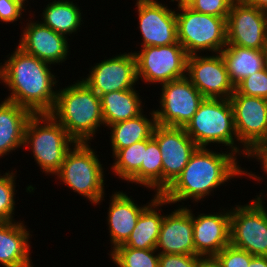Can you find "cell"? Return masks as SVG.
<instances>
[{
	"mask_svg": "<svg viewBox=\"0 0 267 267\" xmlns=\"http://www.w3.org/2000/svg\"><path fill=\"white\" fill-rule=\"evenodd\" d=\"M228 151L216 153L206 147H198L181 174L161 196L171 204L188 199L198 202L209 196L218 186L242 174L248 175L250 179H257L260 183L262 178L241 169L236 154Z\"/></svg>",
	"mask_w": 267,
	"mask_h": 267,
	"instance_id": "1",
	"label": "cell"
},
{
	"mask_svg": "<svg viewBox=\"0 0 267 267\" xmlns=\"http://www.w3.org/2000/svg\"><path fill=\"white\" fill-rule=\"evenodd\" d=\"M16 47L4 64L0 63V81L11 91L5 99L32 114H49L57 96V89H53L58 83L50 71L51 64Z\"/></svg>",
	"mask_w": 267,
	"mask_h": 267,
	"instance_id": "2",
	"label": "cell"
},
{
	"mask_svg": "<svg viewBox=\"0 0 267 267\" xmlns=\"http://www.w3.org/2000/svg\"><path fill=\"white\" fill-rule=\"evenodd\" d=\"M49 114L78 143H90L104 125L100 97L82 80L57 91Z\"/></svg>",
	"mask_w": 267,
	"mask_h": 267,
	"instance_id": "3",
	"label": "cell"
},
{
	"mask_svg": "<svg viewBox=\"0 0 267 267\" xmlns=\"http://www.w3.org/2000/svg\"><path fill=\"white\" fill-rule=\"evenodd\" d=\"M187 135L198 147L224 144L234 154H243L235 144L238 137L234 125V112L230 99L205 98L185 127Z\"/></svg>",
	"mask_w": 267,
	"mask_h": 267,
	"instance_id": "4",
	"label": "cell"
},
{
	"mask_svg": "<svg viewBox=\"0 0 267 267\" xmlns=\"http://www.w3.org/2000/svg\"><path fill=\"white\" fill-rule=\"evenodd\" d=\"M75 143L50 114H33L27 121L23 147L31 146L35 161L48 175L59 171L66 153Z\"/></svg>",
	"mask_w": 267,
	"mask_h": 267,
	"instance_id": "5",
	"label": "cell"
},
{
	"mask_svg": "<svg viewBox=\"0 0 267 267\" xmlns=\"http://www.w3.org/2000/svg\"><path fill=\"white\" fill-rule=\"evenodd\" d=\"M89 143L76 142L55 174L68 188L93 205L104 200V168Z\"/></svg>",
	"mask_w": 267,
	"mask_h": 267,
	"instance_id": "6",
	"label": "cell"
},
{
	"mask_svg": "<svg viewBox=\"0 0 267 267\" xmlns=\"http://www.w3.org/2000/svg\"><path fill=\"white\" fill-rule=\"evenodd\" d=\"M176 12L178 42L188 55L202 51L220 53L227 45V18L202 14L188 6Z\"/></svg>",
	"mask_w": 267,
	"mask_h": 267,
	"instance_id": "7",
	"label": "cell"
},
{
	"mask_svg": "<svg viewBox=\"0 0 267 267\" xmlns=\"http://www.w3.org/2000/svg\"><path fill=\"white\" fill-rule=\"evenodd\" d=\"M230 209V244L253 256H267V207L262 193Z\"/></svg>",
	"mask_w": 267,
	"mask_h": 267,
	"instance_id": "8",
	"label": "cell"
},
{
	"mask_svg": "<svg viewBox=\"0 0 267 267\" xmlns=\"http://www.w3.org/2000/svg\"><path fill=\"white\" fill-rule=\"evenodd\" d=\"M138 52V53H137ZM135 51L137 79L160 85L186 76L188 54L180 43Z\"/></svg>",
	"mask_w": 267,
	"mask_h": 267,
	"instance_id": "9",
	"label": "cell"
},
{
	"mask_svg": "<svg viewBox=\"0 0 267 267\" xmlns=\"http://www.w3.org/2000/svg\"><path fill=\"white\" fill-rule=\"evenodd\" d=\"M161 86L160 109L154 110L157 124L185 128L204 96L186 76Z\"/></svg>",
	"mask_w": 267,
	"mask_h": 267,
	"instance_id": "10",
	"label": "cell"
},
{
	"mask_svg": "<svg viewBox=\"0 0 267 267\" xmlns=\"http://www.w3.org/2000/svg\"><path fill=\"white\" fill-rule=\"evenodd\" d=\"M234 112V125L243 155L256 144L267 142V99L239 94L230 97Z\"/></svg>",
	"mask_w": 267,
	"mask_h": 267,
	"instance_id": "11",
	"label": "cell"
},
{
	"mask_svg": "<svg viewBox=\"0 0 267 267\" xmlns=\"http://www.w3.org/2000/svg\"><path fill=\"white\" fill-rule=\"evenodd\" d=\"M186 77L204 98L230 99L235 91L220 53L212 56L189 55Z\"/></svg>",
	"mask_w": 267,
	"mask_h": 267,
	"instance_id": "12",
	"label": "cell"
},
{
	"mask_svg": "<svg viewBox=\"0 0 267 267\" xmlns=\"http://www.w3.org/2000/svg\"><path fill=\"white\" fill-rule=\"evenodd\" d=\"M152 137L162 157V193L181 174L191 155L198 148L185 128L156 125Z\"/></svg>",
	"mask_w": 267,
	"mask_h": 267,
	"instance_id": "13",
	"label": "cell"
},
{
	"mask_svg": "<svg viewBox=\"0 0 267 267\" xmlns=\"http://www.w3.org/2000/svg\"><path fill=\"white\" fill-rule=\"evenodd\" d=\"M227 45L267 49V13L235 0L227 17Z\"/></svg>",
	"mask_w": 267,
	"mask_h": 267,
	"instance_id": "14",
	"label": "cell"
},
{
	"mask_svg": "<svg viewBox=\"0 0 267 267\" xmlns=\"http://www.w3.org/2000/svg\"><path fill=\"white\" fill-rule=\"evenodd\" d=\"M86 78L81 79L99 97L115 91L135 88L137 79L134 53L120 54L96 63Z\"/></svg>",
	"mask_w": 267,
	"mask_h": 267,
	"instance_id": "15",
	"label": "cell"
},
{
	"mask_svg": "<svg viewBox=\"0 0 267 267\" xmlns=\"http://www.w3.org/2000/svg\"><path fill=\"white\" fill-rule=\"evenodd\" d=\"M142 46H163L178 42L176 11L157 0H137Z\"/></svg>",
	"mask_w": 267,
	"mask_h": 267,
	"instance_id": "16",
	"label": "cell"
},
{
	"mask_svg": "<svg viewBox=\"0 0 267 267\" xmlns=\"http://www.w3.org/2000/svg\"><path fill=\"white\" fill-rule=\"evenodd\" d=\"M29 21L20 35L18 47L25 53L50 64L66 61L70 47L68 37L53 31L41 22Z\"/></svg>",
	"mask_w": 267,
	"mask_h": 267,
	"instance_id": "17",
	"label": "cell"
},
{
	"mask_svg": "<svg viewBox=\"0 0 267 267\" xmlns=\"http://www.w3.org/2000/svg\"><path fill=\"white\" fill-rule=\"evenodd\" d=\"M188 208L182 205L171 214L164 215L156 244L159 254L195 255L193 211Z\"/></svg>",
	"mask_w": 267,
	"mask_h": 267,
	"instance_id": "18",
	"label": "cell"
},
{
	"mask_svg": "<svg viewBox=\"0 0 267 267\" xmlns=\"http://www.w3.org/2000/svg\"><path fill=\"white\" fill-rule=\"evenodd\" d=\"M216 214H193L195 255L214 258L230 244V210ZM226 212V213H225Z\"/></svg>",
	"mask_w": 267,
	"mask_h": 267,
	"instance_id": "19",
	"label": "cell"
},
{
	"mask_svg": "<svg viewBox=\"0 0 267 267\" xmlns=\"http://www.w3.org/2000/svg\"><path fill=\"white\" fill-rule=\"evenodd\" d=\"M155 192L154 198L147 205L138 206L134 203L131 196L126 192L116 191L112 194L108 210V230L110 235L111 251L123 245L130 237L131 232L136 226L141 212L158 196Z\"/></svg>",
	"mask_w": 267,
	"mask_h": 267,
	"instance_id": "20",
	"label": "cell"
},
{
	"mask_svg": "<svg viewBox=\"0 0 267 267\" xmlns=\"http://www.w3.org/2000/svg\"><path fill=\"white\" fill-rule=\"evenodd\" d=\"M23 221L0 223V263L4 267H34L29 255L30 234Z\"/></svg>",
	"mask_w": 267,
	"mask_h": 267,
	"instance_id": "21",
	"label": "cell"
},
{
	"mask_svg": "<svg viewBox=\"0 0 267 267\" xmlns=\"http://www.w3.org/2000/svg\"><path fill=\"white\" fill-rule=\"evenodd\" d=\"M32 115L14 102L5 99L0 103V158L23 147L25 127Z\"/></svg>",
	"mask_w": 267,
	"mask_h": 267,
	"instance_id": "22",
	"label": "cell"
},
{
	"mask_svg": "<svg viewBox=\"0 0 267 267\" xmlns=\"http://www.w3.org/2000/svg\"><path fill=\"white\" fill-rule=\"evenodd\" d=\"M171 204L163 196L158 195L140 214L136 226L128 240L118 247L136 249H156L164 215L160 214L161 206ZM159 207V208H158ZM158 211V212H157Z\"/></svg>",
	"mask_w": 267,
	"mask_h": 267,
	"instance_id": "23",
	"label": "cell"
},
{
	"mask_svg": "<svg viewBox=\"0 0 267 267\" xmlns=\"http://www.w3.org/2000/svg\"><path fill=\"white\" fill-rule=\"evenodd\" d=\"M230 81L236 87L243 79L266 67L267 49L226 45L220 52Z\"/></svg>",
	"mask_w": 267,
	"mask_h": 267,
	"instance_id": "24",
	"label": "cell"
},
{
	"mask_svg": "<svg viewBox=\"0 0 267 267\" xmlns=\"http://www.w3.org/2000/svg\"><path fill=\"white\" fill-rule=\"evenodd\" d=\"M139 97L134 88L100 96L104 125H113L140 115L143 112V104Z\"/></svg>",
	"mask_w": 267,
	"mask_h": 267,
	"instance_id": "25",
	"label": "cell"
},
{
	"mask_svg": "<svg viewBox=\"0 0 267 267\" xmlns=\"http://www.w3.org/2000/svg\"><path fill=\"white\" fill-rule=\"evenodd\" d=\"M150 114L151 119H148L141 113L135 118L107 126L110 129L112 128L110 141L113 155L119 149L129 147L135 142L147 140L152 137L157 122L154 110Z\"/></svg>",
	"mask_w": 267,
	"mask_h": 267,
	"instance_id": "26",
	"label": "cell"
},
{
	"mask_svg": "<svg viewBox=\"0 0 267 267\" xmlns=\"http://www.w3.org/2000/svg\"><path fill=\"white\" fill-rule=\"evenodd\" d=\"M42 17V24L66 37L80 29L81 21L83 22L81 10L69 0H55L47 4Z\"/></svg>",
	"mask_w": 267,
	"mask_h": 267,
	"instance_id": "27",
	"label": "cell"
},
{
	"mask_svg": "<svg viewBox=\"0 0 267 267\" xmlns=\"http://www.w3.org/2000/svg\"><path fill=\"white\" fill-rule=\"evenodd\" d=\"M162 157L157 141L151 137L146 140V149H144V160L140 170L128 181L143 185L146 188L162 194Z\"/></svg>",
	"mask_w": 267,
	"mask_h": 267,
	"instance_id": "28",
	"label": "cell"
},
{
	"mask_svg": "<svg viewBox=\"0 0 267 267\" xmlns=\"http://www.w3.org/2000/svg\"><path fill=\"white\" fill-rule=\"evenodd\" d=\"M144 149H146V140L119 149L113 155L115 161L111 166L112 173L114 172L116 176L122 178L121 180L129 181L141 168L144 160Z\"/></svg>",
	"mask_w": 267,
	"mask_h": 267,
	"instance_id": "29",
	"label": "cell"
},
{
	"mask_svg": "<svg viewBox=\"0 0 267 267\" xmlns=\"http://www.w3.org/2000/svg\"><path fill=\"white\" fill-rule=\"evenodd\" d=\"M157 252L156 249L116 247L109 255L117 267H159Z\"/></svg>",
	"mask_w": 267,
	"mask_h": 267,
	"instance_id": "30",
	"label": "cell"
},
{
	"mask_svg": "<svg viewBox=\"0 0 267 267\" xmlns=\"http://www.w3.org/2000/svg\"><path fill=\"white\" fill-rule=\"evenodd\" d=\"M15 172L0 174V223L12 222L15 210Z\"/></svg>",
	"mask_w": 267,
	"mask_h": 267,
	"instance_id": "31",
	"label": "cell"
},
{
	"mask_svg": "<svg viewBox=\"0 0 267 267\" xmlns=\"http://www.w3.org/2000/svg\"><path fill=\"white\" fill-rule=\"evenodd\" d=\"M235 90L246 96L267 99V68L243 79Z\"/></svg>",
	"mask_w": 267,
	"mask_h": 267,
	"instance_id": "32",
	"label": "cell"
},
{
	"mask_svg": "<svg viewBox=\"0 0 267 267\" xmlns=\"http://www.w3.org/2000/svg\"><path fill=\"white\" fill-rule=\"evenodd\" d=\"M252 257L247 251L229 244L214 259L221 267H248Z\"/></svg>",
	"mask_w": 267,
	"mask_h": 267,
	"instance_id": "33",
	"label": "cell"
},
{
	"mask_svg": "<svg viewBox=\"0 0 267 267\" xmlns=\"http://www.w3.org/2000/svg\"><path fill=\"white\" fill-rule=\"evenodd\" d=\"M234 1L235 0H192L188 4V7L198 13L227 18Z\"/></svg>",
	"mask_w": 267,
	"mask_h": 267,
	"instance_id": "34",
	"label": "cell"
},
{
	"mask_svg": "<svg viewBox=\"0 0 267 267\" xmlns=\"http://www.w3.org/2000/svg\"><path fill=\"white\" fill-rule=\"evenodd\" d=\"M204 258L189 254H160L159 267H199Z\"/></svg>",
	"mask_w": 267,
	"mask_h": 267,
	"instance_id": "35",
	"label": "cell"
},
{
	"mask_svg": "<svg viewBox=\"0 0 267 267\" xmlns=\"http://www.w3.org/2000/svg\"><path fill=\"white\" fill-rule=\"evenodd\" d=\"M25 10L17 0H0V21L13 23L21 18Z\"/></svg>",
	"mask_w": 267,
	"mask_h": 267,
	"instance_id": "36",
	"label": "cell"
},
{
	"mask_svg": "<svg viewBox=\"0 0 267 267\" xmlns=\"http://www.w3.org/2000/svg\"><path fill=\"white\" fill-rule=\"evenodd\" d=\"M247 158L252 157L258 159L262 164V169L267 175V142H262L254 145L246 155Z\"/></svg>",
	"mask_w": 267,
	"mask_h": 267,
	"instance_id": "37",
	"label": "cell"
},
{
	"mask_svg": "<svg viewBox=\"0 0 267 267\" xmlns=\"http://www.w3.org/2000/svg\"><path fill=\"white\" fill-rule=\"evenodd\" d=\"M244 4L267 13V0H241Z\"/></svg>",
	"mask_w": 267,
	"mask_h": 267,
	"instance_id": "38",
	"label": "cell"
},
{
	"mask_svg": "<svg viewBox=\"0 0 267 267\" xmlns=\"http://www.w3.org/2000/svg\"><path fill=\"white\" fill-rule=\"evenodd\" d=\"M248 267H267V256H253Z\"/></svg>",
	"mask_w": 267,
	"mask_h": 267,
	"instance_id": "39",
	"label": "cell"
},
{
	"mask_svg": "<svg viewBox=\"0 0 267 267\" xmlns=\"http://www.w3.org/2000/svg\"><path fill=\"white\" fill-rule=\"evenodd\" d=\"M199 267H221L214 258H204Z\"/></svg>",
	"mask_w": 267,
	"mask_h": 267,
	"instance_id": "40",
	"label": "cell"
},
{
	"mask_svg": "<svg viewBox=\"0 0 267 267\" xmlns=\"http://www.w3.org/2000/svg\"><path fill=\"white\" fill-rule=\"evenodd\" d=\"M172 2H178L177 6H188V4L192 1V0H171Z\"/></svg>",
	"mask_w": 267,
	"mask_h": 267,
	"instance_id": "41",
	"label": "cell"
},
{
	"mask_svg": "<svg viewBox=\"0 0 267 267\" xmlns=\"http://www.w3.org/2000/svg\"><path fill=\"white\" fill-rule=\"evenodd\" d=\"M23 7H25L24 5H25V1H27V0H17Z\"/></svg>",
	"mask_w": 267,
	"mask_h": 267,
	"instance_id": "42",
	"label": "cell"
}]
</instances>
